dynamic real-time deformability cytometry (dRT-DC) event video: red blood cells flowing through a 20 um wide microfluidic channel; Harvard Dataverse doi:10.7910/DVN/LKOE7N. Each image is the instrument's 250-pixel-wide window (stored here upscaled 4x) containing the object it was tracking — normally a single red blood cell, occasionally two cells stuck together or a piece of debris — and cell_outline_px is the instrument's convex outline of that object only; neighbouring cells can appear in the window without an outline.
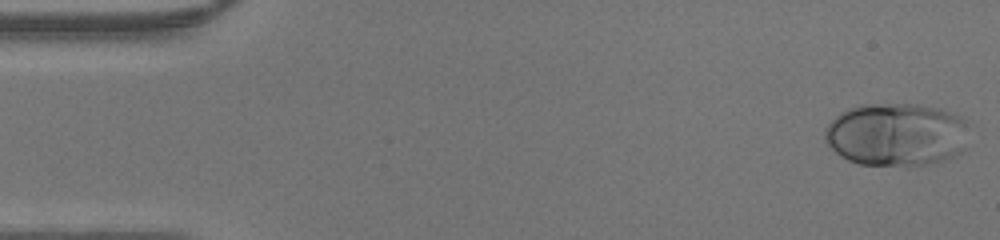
{"species": "human", "species_latin": "Homo sapiens", "temperature_condition": "warm", "stored_images_in_passage": 46, "camera_frame_rate_fps": 3000, "um_per_image_px": 0.085, "donor": {"sex": "male"}, "frame": {"image": 1, "passage_image": 1, "time_ms": 0.0, "image_size_px": [1000, 240], "cell_outline_px": [[964, 152], [956, 156], [944, 160], [928, 164], [908, 168], [860, 164], [848, 160], [840, 156], [824, 140], [824, 128], [840, 112], [848, 108], [860, 104], [920, 104], [940, 108], [956, 112], [964, 116]], "centroid_in_image_um": [76.18, 11.45], "position_along_channel_um": 8.8, "area_um2": 54.04}}
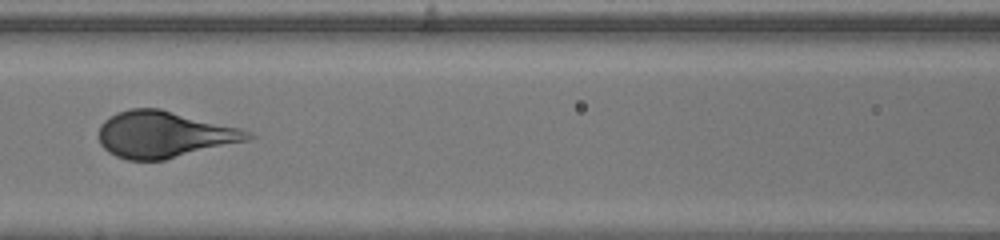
{"frame": {"image": 2, "passage_image": 20, "time_ms": 6.333, "image_size_px": [1000, 240], "cell_outline_px": [[256, 136], [248, 140], [164, 160], [128, 160], [116, 156], [108, 152], [100, 144], [100, 124], [108, 116], [116, 112], [128, 108], [160, 108], [240, 128], [252, 132]], "centroid_in_image_um": [13.93, 11.42], "position_along_channel_um": 152.7, "area_um2": 40.4}}
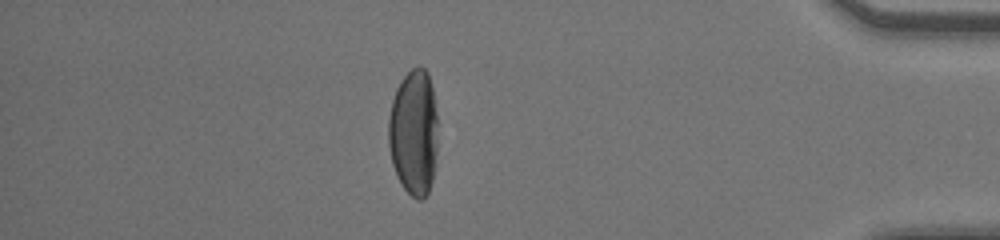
{"frame": {"image": 3, "passage_image": 40, "time_ms": 13.0, "image_size_px": [1000, 240], "cell_outline_px": [[436, 152], [432, 180], [428, 192], [424, 200], [416, 200], [400, 184], [396, 176], [392, 164], [388, 144], [388, 116], [392, 100], [396, 88], [400, 80], [412, 68], [420, 64], [428, 72], [432, 88], [436, 116]], "centroid_in_image_um": [35.14, 11.26], "position_along_channel_um": 400.1, "area_um2": 36.47}}